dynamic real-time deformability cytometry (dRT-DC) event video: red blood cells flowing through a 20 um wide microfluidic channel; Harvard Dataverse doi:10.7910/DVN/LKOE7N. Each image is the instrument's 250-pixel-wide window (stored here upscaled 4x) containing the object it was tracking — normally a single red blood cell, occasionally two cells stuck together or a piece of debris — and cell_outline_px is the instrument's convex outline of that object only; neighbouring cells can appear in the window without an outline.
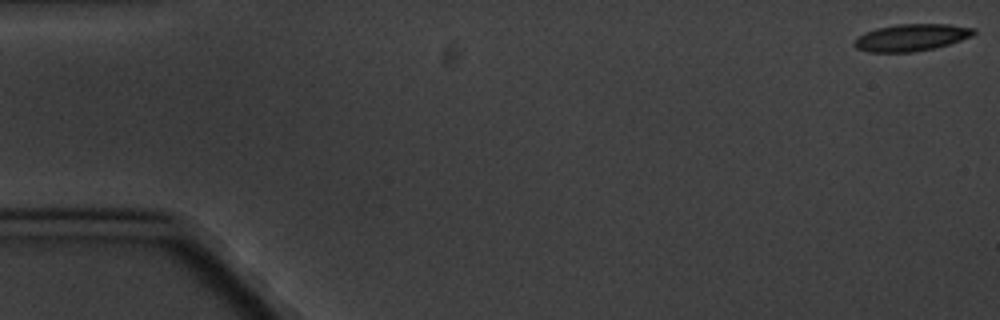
{"species": "common noctule bat (a hibernating species)", "species_latin": "Nyctalus noctula", "temperature_condition": "cold", "stored_images_in_passage": 5, "camera_frame_rate_fps": 3000, "um_per_image_px": 0.085, "animal": {"sex": "male", "body_mass_g": 20.1, "forearm_length_mm": 53.5}, "frame": {"image": 1, "passage_image": 1, "time_ms": 0.0, "image_size_px": [1000, 320], "cell_outline_px": [[976, 32], [972, 36], [948, 44], [916, 52], [868, 52], [856, 48], [852, 44], [864, 32], [876, 28], [896, 24], [948, 24], [976, 28]], "centroid_in_image_um": [77.46, 3.18], "position_along_channel_um": 7.5, "area_um2": 18.79}}